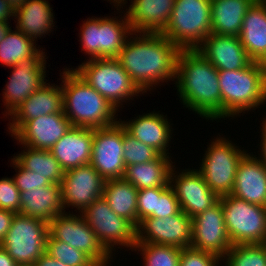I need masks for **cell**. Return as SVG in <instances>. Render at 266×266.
<instances>
[{"label":"cell","instance_id":"6da1fadb","mask_svg":"<svg viewBox=\"0 0 266 266\" xmlns=\"http://www.w3.org/2000/svg\"><path fill=\"white\" fill-rule=\"evenodd\" d=\"M132 35L117 59L138 89L145 94L160 82L174 81L181 49L162 33Z\"/></svg>","mask_w":266,"mask_h":266},{"label":"cell","instance_id":"7a4b0ae2","mask_svg":"<svg viewBox=\"0 0 266 266\" xmlns=\"http://www.w3.org/2000/svg\"><path fill=\"white\" fill-rule=\"evenodd\" d=\"M175 79L184 107L212 122L221 119L218 70L196 49L180 50Z\"/></svg>","mask_w":266,"mask_h":266},{"label":"cell","instance_id":"3957f363","mask_svg":"<svg viewBox=\"0 0 266 266\" xmlns=\"http://www.w3.org/2000/svg\"><path fill=\"white\" fill-rule=\"evenodd\" d=\"M61 73L63 113L73 127L97 129L118 122V110L114 105L81 79L72 68L66 67Z\"/></svg>","mask_w":266,"mask_h":266},{"label":"cell","instance_id":"277c9868","mask_svg":"<svg viewBox=\"0 0 266 266\" xmlns=\"http://www.w3.org/2000/svg\"><path fill=\"white\" fill-rule=\"evenodd\" d=\"M221 119L256 110L266 102V66L253 61L241 70L218 71ZM246 111V112H245Z\"/></svg>","mask_w":266,"mask_h":266},{"label":"cell","instance_id":"5b68a950","mask_svg":"<svg viewBox=\"0 0 266 266\" xmlns=\"http://www.w3.org/2000/svg\"><path fill=\"white\" fill-rule=\"evenodd\" d=\"M119 111L123 102L143 94L132 82L117 58L87 59L73 69Z\"/></svg>","mask_w":266,"mask_h":266},{"label":"cell","instance_id":"8992f818","mask_svg":"<svg viewBox=\"0 0 266 266\" xmlns=\"http://www.w3.org/2000/svg\"><path fill=\"white\" fill-rule=\"evenodd\" d=\"M211 33L210 0H175L162 32L180 49H196Z\"/></svg>","mask_w":266,"mask_h":266},{"label":"cell","instance_id":"52a82bcc","mask_svg":"<svg viewBox=\"0 0 266 266\" xmlns=\"http://www.w3.org/2000/svg\"><path fill=\"white\" fill-rule=\"evenodd\" d=\"M120 19L105 16L84 20L79 33L81 52L88 54L89 59L117 58L133 34L126 14Z\"/></svg>","mask_w":266,"mask_h":266},{"label":"cell","instance_id":"ba28073f","mask_svg":"<svg viewBox=\"0 0 266 266\" xmlns=\"http://www.w3.org/2000/svg\"><path fill=\"white\" fill-rule=\"evenodd\" d=\"M219 201L232 245L266 243V207L231 194L220 196Z\"/></svg>","mask_w":266,"mask_h":266},{"label":"cell","instance_id":"9c48e42d","mask_svg":"<svg viewBox=\"0 0 266 266\" xmlns=\"http://www.w3.org/2000/svg\"><path fill=\"white\" fill-rule=\"evenodd\" d=\"M247 153L226 137L217 136L205 150L197 169L209 188L219 197L232 193L240 160Z\"/></svg>","mask_w":266,"mask_h":266},{"label":"cell","instance_id":"30bf717a","mask_svg":"<svg viewBox=\"0 0 266 266\" xmlns=\"http://www.w3.org/2000/svg\"><path fill=\"white\" fill-rule=\"evenodd\" d=\"M81 214L96 234L99 243L111 256L116 249L114 247L118 245L121 250L125 247L133 251L136 244V227L115 214L103 197L92 202Z\"/></svg>","mask_w":266,"mask_h":266},{"label":"cell","instance_id":"8fae6325","mask_svg":"<svg viewBox=\"0 0 266 266\" xmlns=\"http://www.w3.org/2000/svg\"><path fill=\"white\" fill-rule=\"evenodd\" d=\"M49 224L36 218L15 214L0 245L17 262L35 263L45 252Z\"/></svg>","mask_w":266,"mask_h":266},{"label":"cell","instance_id":"7c38bea8","mask_svg":"<svg viewBox=\"0 0 266 266\" xmlns=\"http://www.w3.org/2000/svg\"><path fill=\"white\" fill-rule=\"evenodd\" d=\"M43 48L28 59L11 67L12 71L2 92L4 117L8 118L32 93L39 90L46 82V55ZM46 80V81H45Z\"/></svg>","mask_w":266,"mask_h":266},{"label":"cell","instance_id":"4fadbf2b","mask_svg":"<svg viewBox=\"0 0 266 266\" xmlns=\"http://www.w3.org/2000/svg\"><path fill=\"white\" fill-rule=\"evenodd\" d=\"M79 214L70 211L58 214L49 222V234L83 251L96 264H111L113 257L99 243L82 214Z\"/></svg>","mask_w":266,"mask_h":266},{"label":"cell","instance_id":"5bb4252c","mask_svg":"<svg viewBox=\"0 0 266 266\" xmlns=\"http://www.w3.org/2000/svg\"><path fill=\"white\" fill-rule=\"evenodd\" d=\"M123 152V125L119 120L109 127L94 129L90 164L105 181L124 177Z\"/></svg>","mask_w":266,"mask_h":266},{"label":"cell","instance_id":"9a60e30c","mask_svg":"<svg viewBox=\"0 0 266 266\" xmlns=\"http://www.w3.org/2000/svg\"><path fill=\"white\" fill-rule=\"evenodd\" d=\"M192 218L184 211L164 218L147 217L136 228V243H152L180 249L191 246Z\"/></svg>","mask_w":266,"mask_h":266},{"label":"cell","instance_id":"2e32d148","mask_svg":"<svg viewBox=\"0 0 266 266\" xmlns=\"http://www.w3.org/2000/svg\"><path fill=\"white\" fill-rule=\"evenodd\" d=\"M60 185L64 210L71 206L81 213L103 197L105 180L89 163L64 171Z\"/></svg>","mask_w":266,"mask_h":266},{"label":"cell","instance_id":"e0dca14e","mask_svg":"<svg viewBox=\"0 0 266 266\" xmlns=\"http://www.w3.org/2000/svg\"><path fill=\"white\" fill-rule=\"evenodd\" d=\"M175 168L174 165L169 184L174 190L181 210L189 217L194 218L219 201L220 197L209 188L197 169L188 168L180 173Z\"/></svg>","mask_w":266,"mask_h":266},{"label":"cell","instance_id":"ac0fdd59","mask_svg":"<svg viewBox=\"0 0 266 266\" xmlns=\"http://www.w3.org/2000/svg\"><path fill=\"white\" fill-rule=\"evenodd\" d=\"M232 246L220 201L192 218L191 247L222 259Z\"/></svg>","mask_w":266,"mask_h":266},{"label":"cell","instance_id":"d6986e66","mask_svg":"<svg viewBox=\"0 0 266 266\" xmlns=\"http://www.w3.org/2000/svg\"><path fill=\"white\" fill-rule=\"evenodd\" d=\"M196 50L218 71L241 70L253 62L240 42L239 36L211 33Z\"/></svg>","mask_w":266,"mask_h":266},{"label":"cell","instance_id":"ffe728a7","mask_svg":"<svg viewBox=\"0 0 266 266\" xmlns=\"http://www.w3.org/2000/svg\"><path fill=\"white\" fill-rule=\"evenodd\" d=\"M71 128L64 113H55L27 121L13 136L22 147L50 150Z\"/></svg>","mask_w":266,"mask_h":266},{"label":"cell","instance_id":"44dd1931","mask_svg":"<svg viewBox=\"0 0 266 266\" xmlns=\"http://www.w3.org/2000/svg\"><path fill=\"white\" fill-rule=\"evenodd\" d=\"M63 89L59 85L44 84L39 90L32 93L9 116L7 126L9 134L13 135L29 120L48 114L63 113Z\"/></svg>","mask_w":266,"mask_h":266},{"label":"cell","instance_id":"7402d4cb","mask_svg":"<svg viewBox=\"0 0 266 266\" xmlns=\"http://www.w3.org/2000/svg\"><path fill=\"white\" fill-rule=\"evenodd\" d=\"M231 195L266 207V165L253 153L240 160Z\"/></svg>","mask_w":266,"mask_h":266},{"label":"cell","instance_id":"603a6c76","mask_svg":"<svg viewBox=\"0 0 266 266\" xmlns=\"http://www.w3.org/2000/svg\"><path fill=\"white\" fill-rule=\"evenodd\" d=\"M166 116L163 113L160 114L159 111H149V113L138 115L132 120L122 121L119 118V121L130 135L154 148L161 155L169 156L168 147L173 130Z\"/></svg>","mask_w":266,"mask_h":266},{"label":"cell","instance_id":"cb8c5ba5","mask_svg":"<svg viewBox=\"0 0 266 266\" xmlns=\"http://www.w3.org/2000/svg\"><path fill=\"white\" fill-rule=\"evenodd\" d=\"M175 0H131L126 9L134 33H162L168 25Z\"/></svg>","mask_w":266,"mask_h":266},{"label":"cell","instance_id":"d4e9b609","mask_svg":"<svg viewBox=\"0 0 266 266\" xmlns=\"http://www.w3.org/2000/svg\"><path fill=\"white\" fill-rule=\"evenodd\" d=\"M94 129L73 127L50 149L61 168L68 169L89 164L93 146Z\"/></svg>","mask_w":266,"mask_h":266},{"label":"cell","instance_id":"484cf974","mask_svg":"<svg viewBox=\"0 0 266 266\" xmlns=\"http://www.w3.org/2000/svg\"><path fill=\"white\" fill-rule=\"evenodd\" d=\"M60 184L20 192V214L49 222L65 212Z\"/></svg>","mask_w":266,"mask_h":266},{"label":"cell","instance_id":"4316f807","mask_svg":"<svg viewBox=\"0 0 266 266\" xmlns=\"http://www.w3.org/2000/svg\"><path fill=\"white\" fill-rule=\"evenodd\" d=\"M239 39L248 56L266 66V7L260 0L247 10Z\"/></svg>","mask_w":266,"mask_h":266},{"label":"cell","instance_id":"83f0119b","mask_svg":"<svg viewBox=\"0 0 266 266\" xmlns=\"http://www.w3.org/2000/svg\"><path fill=\"white\" fill-rule=\"evenodd\" d=\"M52 11L50 3L46 0H28L15 10L14 22H17L15 29L36 41L35 39L53 31L55 15Z\"/></svg>","mask_w":266,"mask_h":266},{"label":"cell","instance_id":"f1b7e54d","mask_svg":"<svg viewBox=\"0 0 266 266\" xmlns=\"http://www.w3.org/2000/svg\"><path fill=\"white\" fill-rule=\"evenodd\" d=\"M255 0H212L211 32L239 36L244 16Z\"/></svg>","mask_w":266,"mask_h":266},{"label":"cell","instance_id":"f546056e","mask_svg":"<svg viewBox=\"0 0 266 266\" xmlns=\"http://www.w3.org/2000/svg\"><path fill=\"white\" fill-rule=\"evenodd\" d=\"M174 163L169 156L160 155L153 161L126 166L123 178L138 190L170 186Z\"/></svg>","mask_w":266,"mask_h":266},{"label":"cell","instance_id":"4dcf8cb0","mask_svg":"<svg viewBox=\"0 0 266 266\" xmlns=\"http://www.w3.org/2000/svg\"><path fill=\"white\" fill-rule=\"evenodd\" d=\"M137 196L138 189L124 178L105 181L103 198L115 214L130 221L136 228Z\"/></svg>","mask_w":266,"mask_h":266},{"label":"cell","instance_id":"1f68e13d","mask_svg":"<svg viewBox=\"0 0 266 266\" xmlns=\"http://www.w3.org/2000/svg\"><path fill=\"white\" fill-rule=\"evenodd\" d=\"M26 148V149H25ZM21 153L13 158L24 168L47 178L53 184H61L64 170L50 150L34 149L24 146Z\"/></svg>","mask_w":266,"mask_h":266},{"label":"cell","instance_id":"d6a6232c","mask_svg":"<svg viewBox=\"0 0 266 266\" xmlns=\"http://www.w3.org/2000/svg\"><path fill=\"white\" fill-rule=\"evenodd\" d=\"M36 45V41L24 35L20 30L13 31L10 28L0 42L1 64L11 68L20 61L33 57L40 50Z\"/></svg>","mask_w":266,"mask_h":266},{"label":"cell","instance_id":"836d02e7","mask_svg":"<svg viewBox=\"0 0 266 266\" xmlns=\"http://www.w3.org/2000/svg\"><path fill=\"white\" fill-rule=\"evenodd\" d=\"M221 261L225 266H266V243L233 245Z\"/></svg>","mask_w":266,"mask_h":266},{"label":"cell","instance_id":"e575fe53","mask_svg":"<svg viewBox=\"0 0 266 266\" xmlns=\"http://www.w3.org/2000/svg\"><path fill=\"white\" fill-rule=\"evenodd\" d=\"M133 250L140 252L144 266H179L180 248L152 243H136Z\"/></svg>","mask_w":266,"mask_h":266},{"label":"cell","instance_id":"d590c367","mask_svg":"<svg viewBox=\"0 0 266 266\" xmlns=\"http://www.w3.org/2000/svg\"><path fill=\"white\" fill-rule=\"evenodd\" d=\"M46 253L67 266H96L97 264L83 251L66 242L54 239L50 234L47 238Z\"/></svg>","mask_w":266,"mask_h":266},{"label":"cell","instance_id":"8d00e7d4","mask_svg":"<svg viewBox=\"0 0 266 266\" xmlns=\"http://www.w3.org/2000/svg\"><path fill=\"white\" fill-rule=\"evenodd\" d=\"M123 160L125 166L157 159L161 154L130 135L123 126Z\"/></svg>","mask_w":266,"mask_h":266},{"label":"cell","instance_id":"74e56055","mask_svg":"<svg viewBox=\"0 0 266 266\" xmlns=\"http://www.w3.org/2000/svg\"><path fill=\"white\" fill-rule=\"evenodd\" d=\"M11 163L16 170V174L12 178L20 192L26 191L27 189H38L52 184L47 178L39 176L34 171L24 169L14 158H11Z\"/></svg>","mask_w":266,"mask_h":266},{"label":"cell","instance_id":"f35d334b","mask_svg":"<svg viewBox=\"0 0 266 266\" xmlns=\"http://www.w3.org/2000/svg\"><path fill=\"white\" fill-rule=\"evenodd\" d=\"M169 186L138 190L137 218L139 223L147 217H155L156 196H160Z\"/></svg>","mask_w":266,"mask_h":266},{"label":"cell","instance_id":"ab89813d","mask_svg":"<svg viewBox=\"0 0 266 266\" xmlns=\"http://www.w3.org/2000/svg\"><path fill=\"white\" fill-rule=\"evenodd\" d=\"M0 209L20 214V190L12 177L0 179Z\"/></svg>","mask_w":266,"mask_h":266},{"label":"cell","instance_id":"60d3db41","mask_svg":"<svg viewBox=\"0 0 266 266\" xmlns=\"http://www.w3.org/2000/svg\"><path fill=\"white\" fill-rule=\"evenodd\" d=\"M221 262L216 255L190 246L181 249L179 266H218Z\"/></svg>","mask_w":266,"mask_h":266},{"label":"cell","instance_id":"b9f144b4","mask_svg":"<svg viewBox=\"0 0 266 266\" xmlns=\"http://www.w3.org/2000/svg\"><path fill=\"white\" fill-rule=\"evenodd\" d=\"M181 210L174 190L169 186L160 196H156L155 217L164 218Z\"/></svg>","mask_w":266,"mask_h":266},{"label":"cell","instance_id":"7bdbcfd3","mask_svg":"<svg viewBox=\"0 0 266 266\" xmlns=\"http://www.w3.org/2000/svg\"><path fill=\"white\" fill-rule=\"evenodd\" d=\"M15 213L0 209V243L4 240L6 233L10 229Z\"/></svg>","mask_w":266,"mask_h":266},{"label":"cell","instance_id":"ee69618b","mask_svg":"<svg viewBox=\"0 0 266 266\" xmlns=\"http://www.w3.org/2000/svg\"><path fill=\"white\" fill-rule=\"evenodd\" d=\"M11 17L12 20H14L13 17H15V10L6 0H0V22L9 24Z\"/></svg>","mask_w":266,"mask_h":266},{"label":"cell","instance_id":"f6af8a7d","mask_svg":"<svg viewBox=\"0 0 266 266\" xmlns=\"http://www.w3.org/2000/svg\"><path fill=\"white\" fill-rule=\"evenodd\" d=\"M262 125V128H261V141H260V153H258V156L257 158L260 159L265 165H266V118L264 117L263 118V121L261 123Z\"/></svg>","mask_w":266,"mask_h":266},{"label":"cell","instance_id":"bcb514c9","mask_svg":"<svg viewBox=\"0 0 266 266\" xmlns=\"http://www.w3.org/2000/svg\"><path fill=\"white\" fill-rule=\"evenodd\" d=\"M36 266H67L61 261L54 259L46 252L35 262Z\"/></svg>","mask_w":266,"mask_h":266},{"label":"cell","instance_id":"7dc6e473","mask_svg":"<svg viewBox=\"0 0 266 266\" xmlns=\"http://www.w3.org/2000/svg\"><path fill=\"white\" fill-rule=\"evenodd\" d=\"M17 262L0 245V266H16Z\"/></svg>","mask_w":266,"mask_h":266},{"label":"cell","instance_id":"c3c4849f","mask_svg":"<svg viewBox=\"0 0 266 266\" xmlns=\"http://www.w3.org/2000/svg\"><path fill=\"white\" fill-rule=\"evenodd\" d=\"M14 10L22 7L28 0H6Z\"/></svg>","mask_w":266,"mask_h":266},{"label":"cell","instance_id":"681fc988","mask_svg":"<svg viewBox=\"0 0 266 266\" xmlns=\"http://www.w3.org/2000/svg\"><path fill=\"white\" fill-rule=\"evenodd\" d=\"M10 28L11 27L9 24H4L0 22V42L5 38V35Z\"/></svg>","mask_w":266,"mask_h":266},{"label":"cell","instance_id":"f907efd6","mask_svg":"<svg viewBox=\"0 0 266 266\" xmlns=\"http://www.w3.org/2000/svg\"><path fill=\"white\" fill-rule=\"evenodd\" d=\"M16 266H36L35 263H21V264H17Z\"/></svg>","mask_w":266,"mask_h":266},{"label":"cell","instance_id":"816d5d0a","mask_svg":"<svg viewBox=\"0 0 266 266\" xmlns=\"http://www.w3.org/2000/svg\"><path fill=\"white\" fill-rule=\"evenodd\" d=\"M109 265L111 266V264H108V265L107 264H97L96 266H109Z\"/></svg>","mask_w":266,"mask_h":266},{"label":"cell","instance_id":"f5cc1de1","mask_svg":"<svg viewBox=\"0 0 266 266\" xmlns=\"http://www.w3.org/2000/svg\"><path fill=\"white\" fill-rule=\"evenodd\" d=\"M266 7V0H260Z\"/></svg>","mask_w":266,"mask_h":266}]
</instances>
